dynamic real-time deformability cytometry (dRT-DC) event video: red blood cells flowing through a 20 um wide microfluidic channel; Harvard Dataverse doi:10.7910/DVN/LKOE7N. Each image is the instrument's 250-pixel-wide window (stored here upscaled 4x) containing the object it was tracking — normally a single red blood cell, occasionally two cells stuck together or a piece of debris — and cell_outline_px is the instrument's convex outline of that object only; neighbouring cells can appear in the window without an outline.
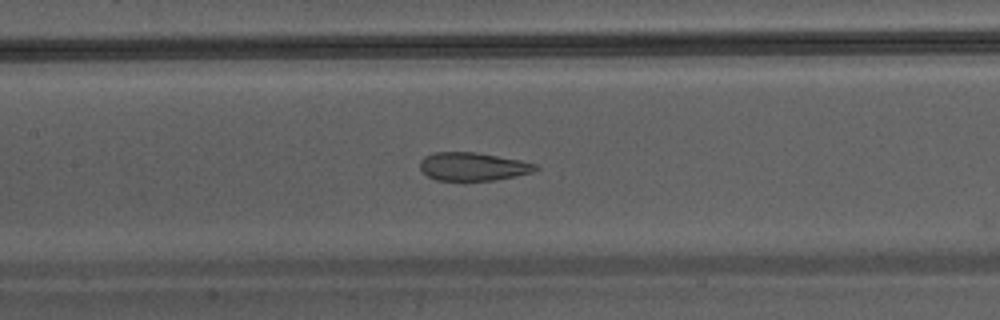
{"species": "Egyptian fruit bat (a non-hibernating species)", "species_latin": "Rousettus aegyptiacus", "temperature_condition": "warm", "stored_images_in_passage": 8, "camera_frame_rate_fps": 3000, "um_per_image_px": 0.085, "animal": {"sex": "male"}, "frame": {"image": 1, "passage_image": 7, "time_ms": 2.0, "image_size_px": [1000, 320], "cell_outline_px": [[540, 168], [532, 172], [516, 176], [496, 180], [436, 180], [428, 176], [420, 168], [420, 160], [424, 156], [436, 152], [476, 152], [520, 160], [536, 164]], "centroid_in_image_um": [40.2, 14.15], "position_along_channel_um": 167.2, "area_um2": 18.96}}